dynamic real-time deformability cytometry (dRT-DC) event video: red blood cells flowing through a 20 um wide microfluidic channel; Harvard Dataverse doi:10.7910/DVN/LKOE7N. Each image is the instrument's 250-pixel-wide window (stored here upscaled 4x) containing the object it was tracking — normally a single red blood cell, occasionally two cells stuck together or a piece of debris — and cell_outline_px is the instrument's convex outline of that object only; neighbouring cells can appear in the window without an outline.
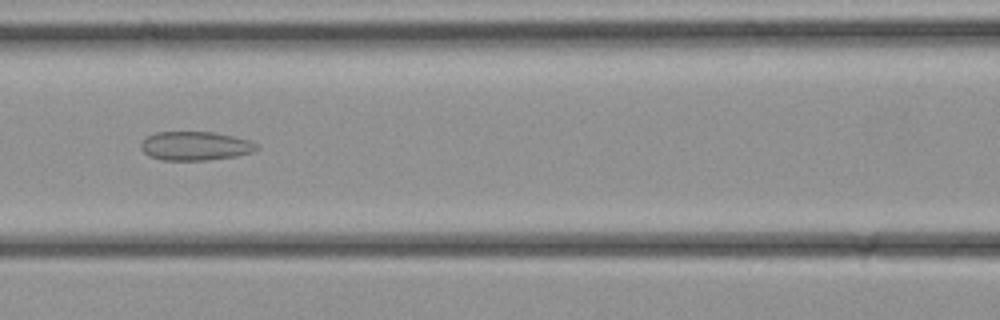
{"species": "common noctule bat (a hibernating species)", "species_latin": "Nyctalus noctula", "temperature_condition": "cold", "stored_images_in_passage": 29, "camera_frame_rate_fps": 3000, "um_per_image_px": 0.085, "animal": {"sex": "female", "body_mass_g": 21.9}, "frame": {"image": 1, "passage_image": 10, "time_ms": 3.0, "image_size_px": [1000, 320], "cell_outline_px": [[260, 148], [252, 152], [236, 156], [208, 160], [160, 160], [148, 156], [140, 148], [140, 140], [156, 132], [216, 132], [248, 140], [256, 144]], "centroid_in_image_um": [16.55, 12.41], "position_along_channel_um": 150.0, "area_um2": 19.59}}
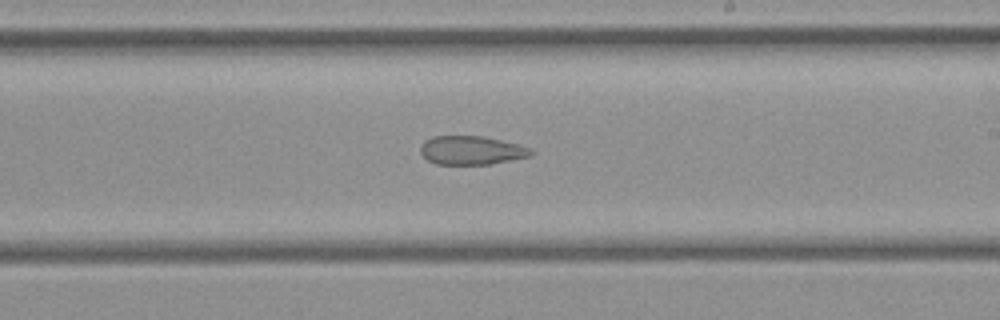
{"frame": {"image": 2, "passage_image": 15, "time_ms": 4.667, "image_size_px": [1000, 320], "cell_outline_px": [[532, 156], [488, 164], [436, 164], [428, 160], [420, 152], [420, 144], [424, 140], [432, 136], [484, 136], [520, 144], [532, 148]], "centroid_in_image_um": [40.07, 12.76], "position_along_channel_um": 248.9, "area_um2": 18.61}}
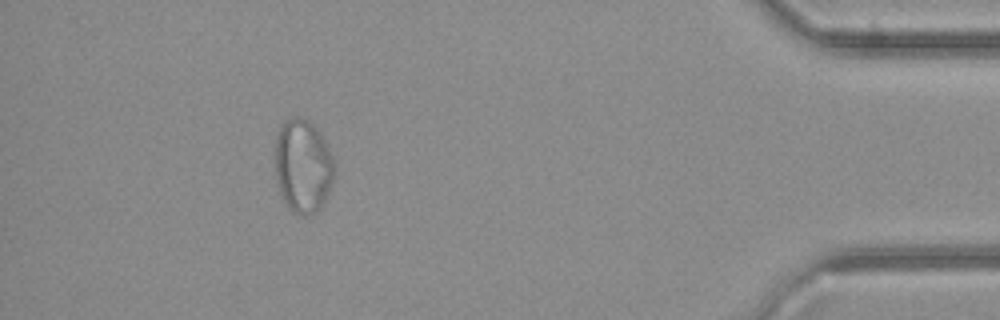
{"frame": {"image": 3, "passage_image": 26, "time_ms": 8.333, "image_size_px": [1000, 320], "cell_outline_px": [[336, 168], [328, 192], [320, 208], [316, 212], [304, 216], [300, 216], [292, 212], [288, 208], [280, 192], [276, 180], [276, 136], [284, 120], [292, 116], [296, 116], [308, 120], [316, 128], [324, 140], [336, 164]], "centroid_in_image_um": [25.75, 14.12], "position_along_channel_um": 409.5, "area_um2": 32.31}}